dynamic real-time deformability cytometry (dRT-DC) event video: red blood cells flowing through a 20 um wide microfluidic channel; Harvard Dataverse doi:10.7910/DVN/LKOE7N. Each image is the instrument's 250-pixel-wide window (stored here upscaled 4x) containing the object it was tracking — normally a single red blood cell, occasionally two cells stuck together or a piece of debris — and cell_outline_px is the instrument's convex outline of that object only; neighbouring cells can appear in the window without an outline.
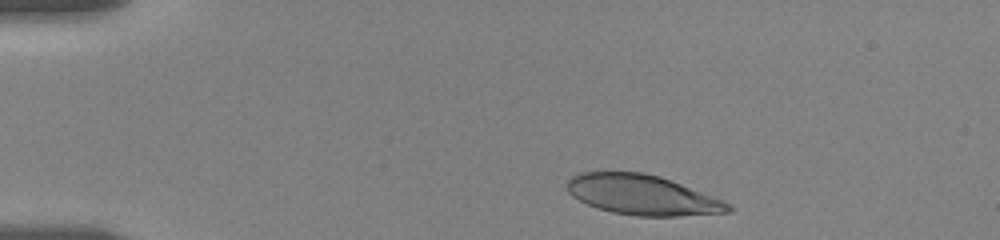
{"species": "human", "species_latin": "Homo sapiens", "temperature_condition": "room temperature", "stored_images_in_passage": 15, "camera_frame_rate_fps": 3000, "um_per_image_px": 0.085, "donor": {"sex": "female"}, "frame": {"image": 1, "passage_image": 1, "time_ms": 0.0, "image_size_px": [1000, 240], "cell_outline_px": [[736, 208], [732, 212], [680, 216], [636, 216], [612, 212], [596, 208], [572, 196], [568, 192], [568, 180], [572, 176], [580, 172], [644, 172], [660, 176], [724, 200], [732, 204]], "centroid_in_image_um": [54.65, 16.58], "position_along_channel_um": 30.3, "area_um2": 37.74}}
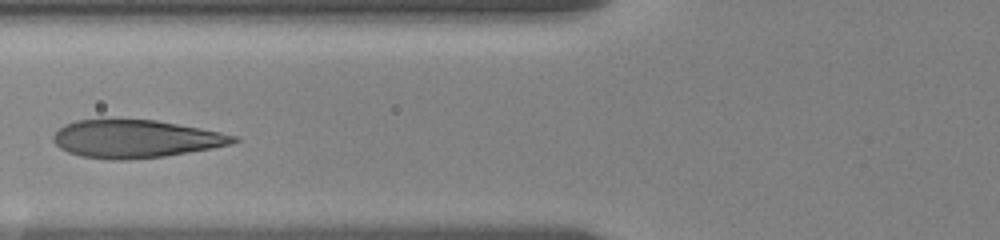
{"frame": {"image": 2, "passage_image": 9, "time_ms": 4.333, "image_size_px": [1000, 240], "cell_outline_px": [[240, 140], [232, 144], [212, 148], [164, 156], [128, 160], [112, 160], [80, 156], [68, 152], [60, 148], [52, 140], [52, 136], [64, 124], [76, 120], [156, 120], [200, 128], [220, 132], [236, 136]], "centroid_in_image_um": [11.51, 11.81], "position_along_channel_um": 114.3, "area_um2": 39.59}}
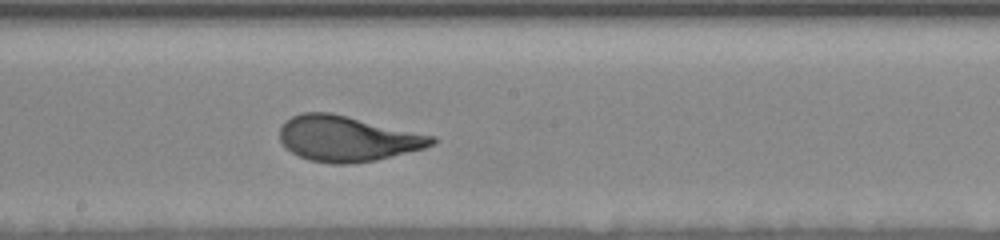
{"frame": {"image": 3, "passage_image": 15, "time_ms": 7.333, "image_size_px": [1000, 240], "cell_outline_px": [[440, 140], [424, 148], [376, 160], [348, 164], [332, 164], [308, 160], [284, 148], [280, 140], [280, 128], [292, 116], [304, 112], [332, 112], [436, 136]], "centroid_in_image_um": [29.54, 11.78], "position_along_channel_um": 218.7, "area_um2": 40.46}}